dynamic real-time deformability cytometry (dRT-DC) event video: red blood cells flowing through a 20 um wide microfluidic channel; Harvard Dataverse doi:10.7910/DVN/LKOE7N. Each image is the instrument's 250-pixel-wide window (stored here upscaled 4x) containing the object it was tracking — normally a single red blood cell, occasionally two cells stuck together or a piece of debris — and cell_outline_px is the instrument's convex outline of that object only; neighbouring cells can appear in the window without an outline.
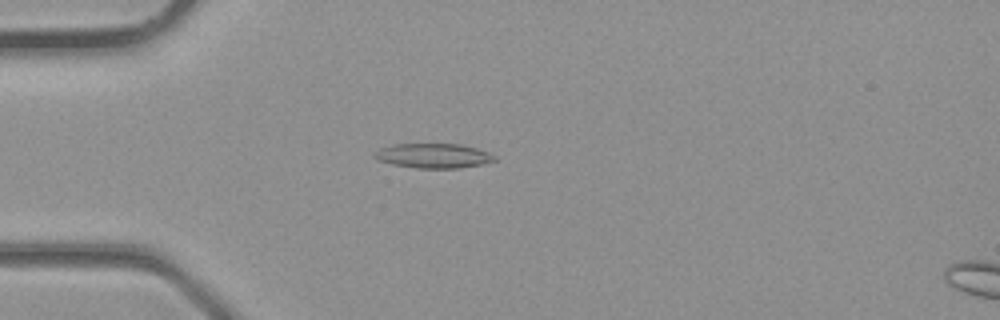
{"species": "common noctule bat (a hibernating species)", "species_latin": "Nyctalus noctula", "temperature_condition": "room temperature", "stored_images_in_passage": 5, "camera_frame_rate_fps": 3000, "um_per_image_px": 0.085, "animal": {"sex": "male", "body_mass_g": 23.1, "forearm_length_mm": 52.7}, "frame": {"image": 1, "passage_image": 4, "time_ms": 1.0, "image_size_px": [1000, 320], "cell_outline_px": [[496, 160], [480, 164], [460, 168], [416, 168], [392, 164], [376, 160], [372, 156], [372, 152], [380, 148], [392, 144], [460, 144], [476, 148], [488, 152], [496, 156]], "centroid_in_image_um": [36.77, 13.24], "position_along_channel_um": 48.2, "area_um2": 17.34}}